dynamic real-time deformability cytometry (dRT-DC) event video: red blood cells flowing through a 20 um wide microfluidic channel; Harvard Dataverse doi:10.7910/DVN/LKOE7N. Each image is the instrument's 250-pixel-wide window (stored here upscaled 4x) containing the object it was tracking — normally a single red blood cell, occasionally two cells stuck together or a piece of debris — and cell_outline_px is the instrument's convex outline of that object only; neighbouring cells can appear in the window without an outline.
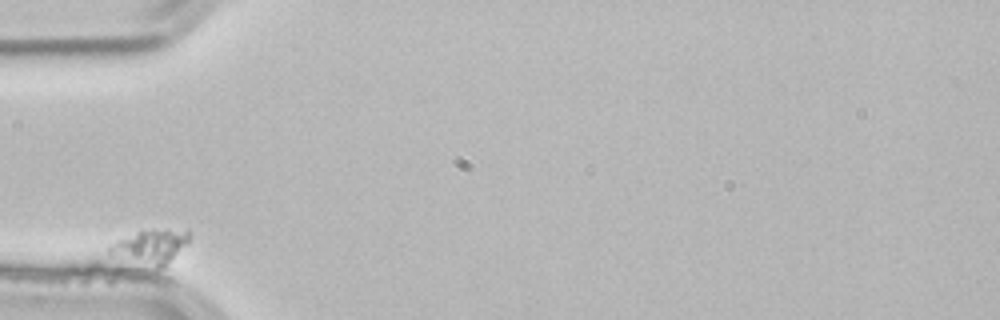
{"species": "common noctule bat (a hibernating species)", "species_latin": "Nyctalus noctula", "temperature_condition": "room temperature", "stored_images_in_passage": 4, "camera_frame_rate_fps": 3000, "um_per_image_px": 0.085, "animal": {"sex": "male", "body_mass_g": 21.5, "forearm_length_mm": 52.0}, "frame": {"image": 1, "passage_image": 1, "time_ms": 0.0, "image_size_px": [1000, 320], "cell_outline_px": [[192, 236], [188, 244], [164, 268], [156, 268], [108, 256], [108, 244], [116, 240], [152, 228], [188, 228], [192, 232]], "centroid_in_image_um": [12.86, 20.95], "position_along_channel_um": 72.1, "area_um2": 16.88}}